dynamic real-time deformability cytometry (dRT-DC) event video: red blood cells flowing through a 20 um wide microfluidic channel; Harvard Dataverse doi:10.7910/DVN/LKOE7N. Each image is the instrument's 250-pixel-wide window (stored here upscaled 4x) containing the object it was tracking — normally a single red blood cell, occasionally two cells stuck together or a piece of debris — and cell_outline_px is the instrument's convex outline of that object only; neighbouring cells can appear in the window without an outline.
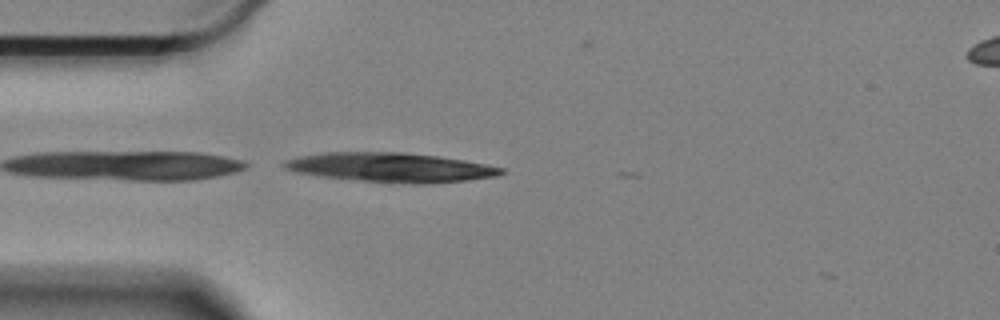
{"species": "Egyptian fruit bat (a non-hibernating species)", "species_latin": "Rousettus aegyptiacus", "temperature_condition": "cold", "stored_images_in_passage": 8, "camera_frame_rate_fps": 3000, "um_per_image_px": 0.085, "animal": {"sex": "female"}, "frame": {"image": 1, "passage_image": 3, "time_ms": 0.667, "image_size_px": [1000, 320], "cell_outline_px": [[504, 172], [500, 176], [468, 180], [424, 184], [412, 184], [364, 180], [324, 176], [300, 172], [284, 168], [280, 164], [284, 160], [300, 156], [324, 152], [404, 152], [436, 156], [464, 160], [488, 164], [504, 168]], "centroid_in_image_um": [33.28, 14.22], "position_along_channel_um": 51.7, "area_um2": 36.82}}